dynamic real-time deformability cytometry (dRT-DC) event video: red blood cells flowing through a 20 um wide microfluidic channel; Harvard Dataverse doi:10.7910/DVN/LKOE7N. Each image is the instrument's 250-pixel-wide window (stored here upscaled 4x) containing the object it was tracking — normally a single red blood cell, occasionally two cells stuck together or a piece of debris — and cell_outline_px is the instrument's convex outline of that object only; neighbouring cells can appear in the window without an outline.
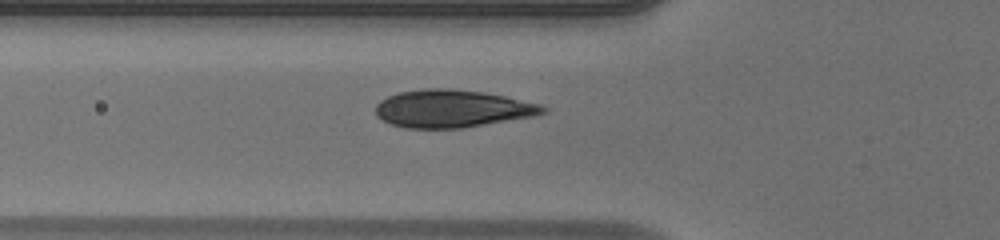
{"species": "human", "species_latin": "Homo sapiens", "temperature_condition": "warm", "stored_images_in_passage": 38, "camera_frame_rate_fps": 3000, "um_per_image_px": 0.085, "donor": {"sex": "male"}, "frame": {"image": 1, "passage_image": 9, "time_ms": 2.667, "image_size_px": [1000, 240], "cell_outline_px": [[548, 112], [536, 116], [460, 128], [404, 128], [392, 124], [376, 116], [376, 104], [380, 100], [388, 96], [400, 92], [424, 88], [448, 88], [480, 92], [504, 96], [540, 104], [548, 108]], "centroid_in_image_um": [38.45, 9.23], "position_along_channel_um": 87.4, "area_um2": 36.59}}
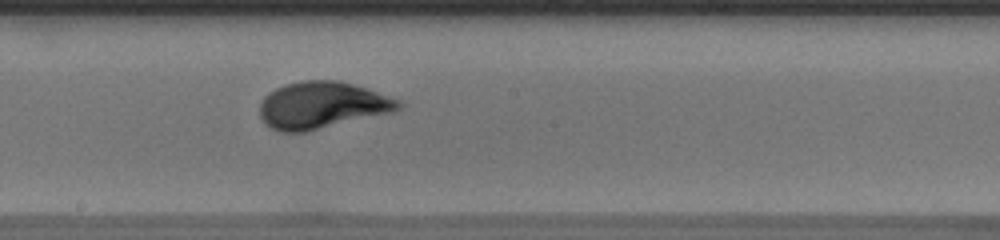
{"frame": {"image": 2, "passage_image": 19, "time_ms": 6.0, "image_size_px": [1000, 240], "cell_outline_px": [[404, 104], [400, 108], [392, 112], [304, 132], [280, 132], [264, 124], [260, 116], [260, 104], [264, 96], [268, 92], [284, 84], [304, 80], [340, 80], [400, 100]], "centroid_in_image_um": [27.33, 8.94], "position_along_channel_um": 220.9, "area_um2": 37.74}}
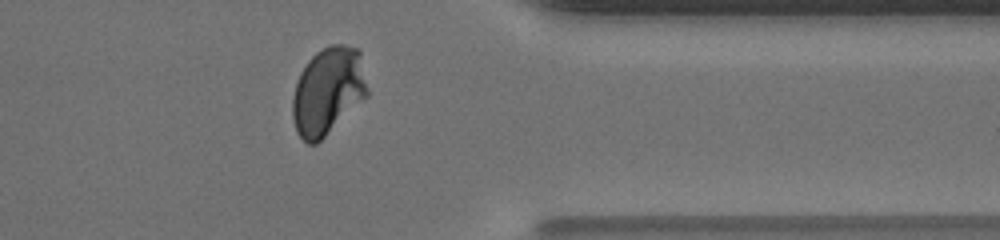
{"frame": {"image": 3, "passage_image": 32, "time_ms": 10.333, "image_size_px": [1000, 240], "cell_outline_px": [[368, 96], [316, 144], [308, 144], [296, 132], [292, 116], [292, 96], [300, 72], [308, 60], [316, 52], [328, 44], [344, 44], [360, 48], [368, 88]], "centroid_in_image_um": [27.88, 7.71], "position_along_channel_um": 383.5, "area_um2": 38.55}}